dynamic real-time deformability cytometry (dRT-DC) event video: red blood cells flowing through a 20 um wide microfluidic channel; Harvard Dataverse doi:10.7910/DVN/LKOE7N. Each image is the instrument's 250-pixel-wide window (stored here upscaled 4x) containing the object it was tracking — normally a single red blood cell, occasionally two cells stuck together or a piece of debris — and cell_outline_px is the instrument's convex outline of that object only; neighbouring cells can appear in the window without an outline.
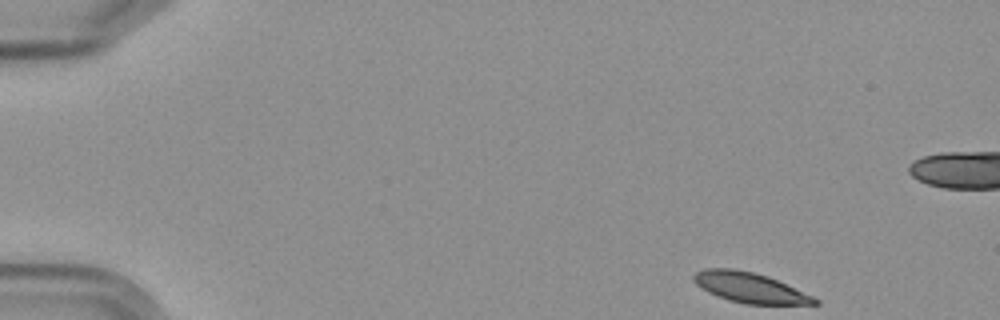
{"species": "Egyptian fruit bat (a non-hibernating species)", "species_latin": "Rousettus aegyptiacus", "temperature_condition": "cold", "stored_images_in_passage": 5, "camera_frame_rate_fps": 3000, "um_per_image_px": 0.085, "frame": {"image": 1, "passage_image": 1, "time_ms": 0.0, "image_size_px": [1000, 320], "cell_outline_px": [[820, 304], [744, 304], [708, 292], [696, 284], [692, 280], [692, 276], [696, 272], [704, 268], [732, 268], [752, 272], [768, 276], [812, 296], [820, 300]], "centroid_in_image_um": [63.72, 24.44], "position_along_channel_um": 21.3, "area_um2": 20.98}}